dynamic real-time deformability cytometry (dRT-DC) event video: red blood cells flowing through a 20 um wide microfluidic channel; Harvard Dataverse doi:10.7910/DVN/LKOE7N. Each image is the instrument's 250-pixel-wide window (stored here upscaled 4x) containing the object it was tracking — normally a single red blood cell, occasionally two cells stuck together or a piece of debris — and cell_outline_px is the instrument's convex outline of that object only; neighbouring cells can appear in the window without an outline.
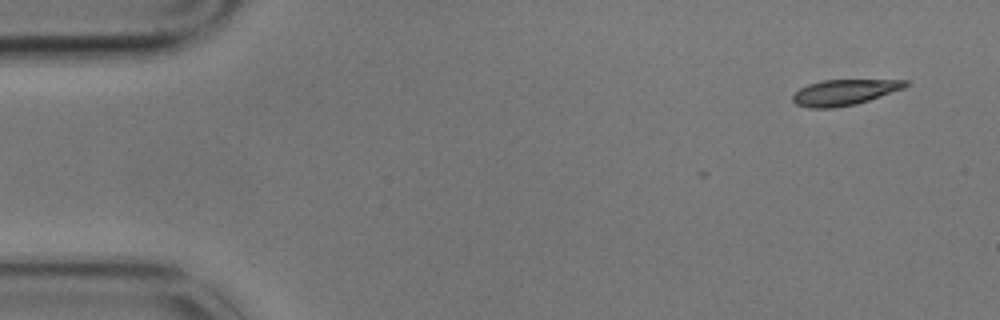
{"species": "common noctule bat (a hibernating species)", "species_latin": "Nyctalus noctula", "temperature_condition": "cold", "stored_images_in_passage": 9, "camera_frame_rate_fps": 3000, "um_per_image_px": 0.085, "animal": {"sex": "male", "body_mass_g": 17.9}, "frame": {"image": 1, "passage_image": 1, "time_ms": 0.0, "image_size_px": [1000, 320], "cell_outline_px": [[908, 84], [904, 88], [856, 104], [832, 108], [808, 108], [796, 104], [792, 100], [792, 96], [800, 88], [808, 84], [824, 80], [908, 80]], "centroid_in_image_um": [71.73, 7.85], "position_along_channel_um": 13.3, "area_um2": 16.7}}
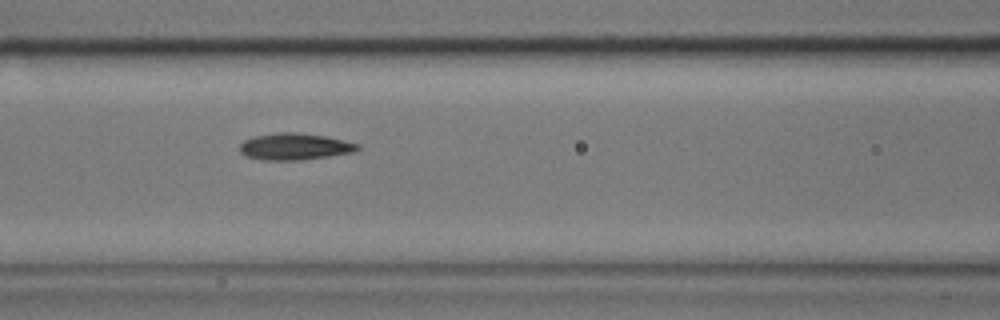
{"frame": {"image": 2, "passage_image": 7, "time_ms": 2.0, "image_size_px": [1000, 320], "cell_outline_px": [[360, 148], [352, 152], [328, 156], [300, 160], [264, 160], [244, 156], [240, 152], [240, 144], [244, 140], [252, 136], [280, 132], [296, 132], [328, 136], [360, 144]], "centroid_in_image_um": [25.03, 12.45], "position_along_channel_um": 141.6, "area_um2": 18.44}}